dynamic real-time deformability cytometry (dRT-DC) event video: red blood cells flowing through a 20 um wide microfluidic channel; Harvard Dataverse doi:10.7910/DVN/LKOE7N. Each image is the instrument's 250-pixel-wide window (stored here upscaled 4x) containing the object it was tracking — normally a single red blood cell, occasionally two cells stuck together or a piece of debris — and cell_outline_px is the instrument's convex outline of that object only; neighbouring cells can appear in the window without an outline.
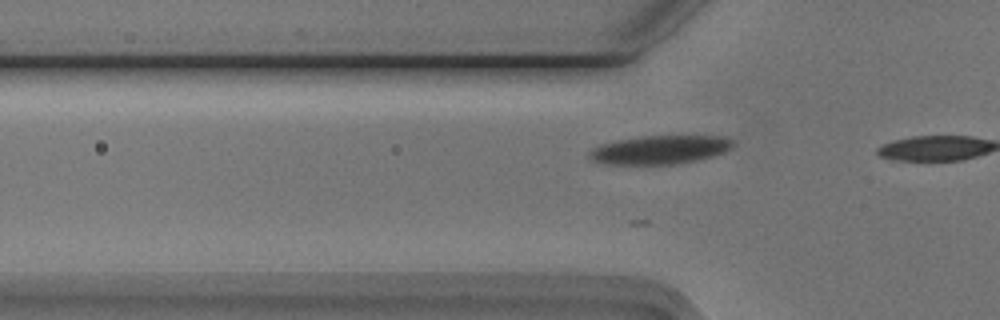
{"species": "Egyptian fruit bat (a non-hibernating species)", "species_latin": "Rousettus aegyptiacus", "temperature_condition": "cold", "stored_images_in_passage": 7, "camera_frame_rate_fps": 3000, "um_per_image_px": 0.085, "animal": {"sex": "male"}, "frame": {"image": 1, "passage_image": 2, "time_ms": 0.333, "image_size_px": [1000, 320], "cell_outline_px": [[736, 144], [732, 148], [724, 152], [712, 156], [696, 160], [676, 164], [604, 164], [592, 160], [588, 156], [588, 152], [592, 148], [600, 144], [616, 140], [640, 136], [728, 136]], "centroid_in_image_um": [56.09, 12.72], "position_along_channel_um": 69.7, "area_um2": 24.16}}
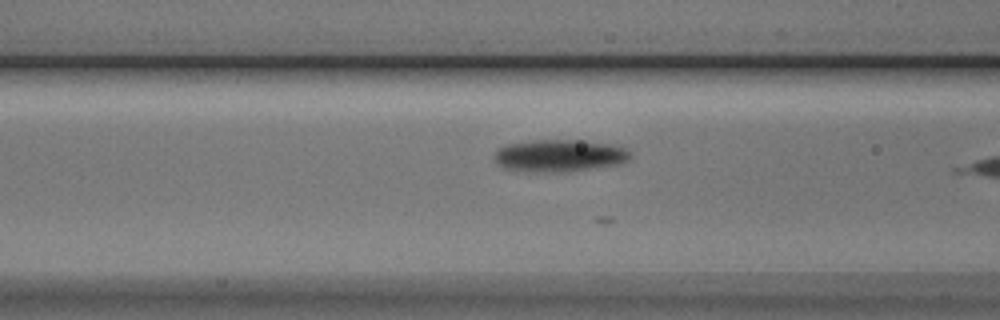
{"frame": {"image": 2, "passage_image": 6, "time_ms": 1.667, "image_size_px": [1000, 320], "cell_outline_px": [[628, 160], [616, 164], [568, 172], [528, 172], [504, 168], [496, 164], [496, 148], [508, 144], [532, 140], [580, 140], [612, 144], [624, 148], [628, 152]], "centroid_in_image_um": [47.49, 13.23], "position_along_channel_um": 119.1, "area_um2": 25.43}}